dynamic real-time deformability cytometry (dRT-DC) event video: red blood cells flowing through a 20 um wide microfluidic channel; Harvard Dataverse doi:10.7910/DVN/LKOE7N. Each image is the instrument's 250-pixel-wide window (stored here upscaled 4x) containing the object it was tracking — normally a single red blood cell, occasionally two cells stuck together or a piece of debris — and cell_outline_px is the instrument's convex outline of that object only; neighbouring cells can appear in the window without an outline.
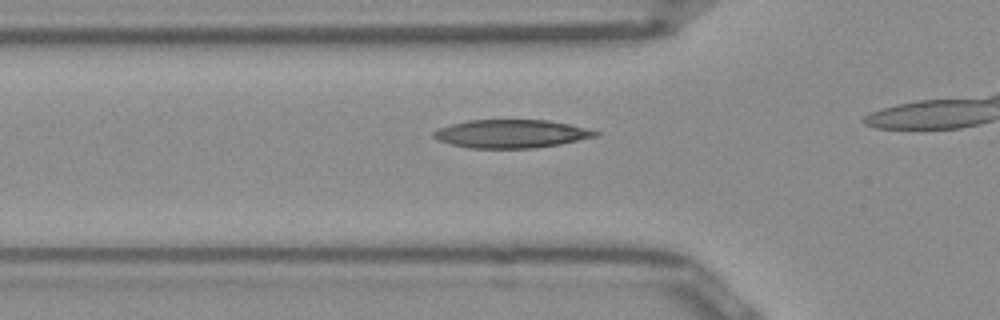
{"species": "Egyptian fruit bat (a non-hibernating species)", "species_latin": "Rousettus aegyptiacus", "temperature_condition": "room temperature", "stored_images_in_passage": 12, "camera_frame_rate_fps": 3000, "um_per_image_px": 0.085, "frame": {"image": 1, "passage_image": 7, "time_ms": 2.0, "image_size_px": [1000, 320], "cell_outline_px": [[600, 136], [560, 144], [532, 148], [472, 148], [452, 144], [440, 140], [432, 136], [432, 132], [440, 128], [452, 124], [468, 120], [548, 120], [568, 124], [600, 132]], "centroid_in_image_um": [43.48, 11.37], "position_along_channel_um": 82.3, "area_um2": 26.41}}
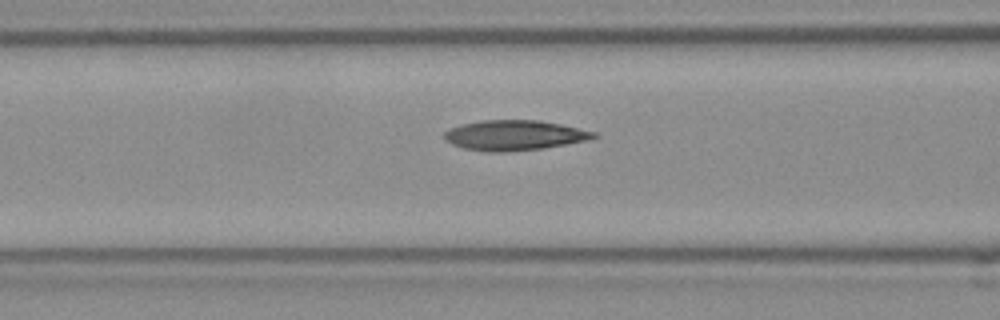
{"frame": {"image": 2, "passage_image": 10, "time_ms": 3.0, "image_size_px": [1000, 320], "cell_outline_px": [[600, 136], [584, 140], [544, 148], [504, 152], [488, 152], [464, 148], [452, 144], [444, 140], [444, 132], [452, 128], [464, 124], [480, 120], [540, 120], [560, 124], [596, 132]], "centroid_in_image_um": [43.7, 11.5], "position_along_channel_um": 122.9, "area_um2": 26.01}}